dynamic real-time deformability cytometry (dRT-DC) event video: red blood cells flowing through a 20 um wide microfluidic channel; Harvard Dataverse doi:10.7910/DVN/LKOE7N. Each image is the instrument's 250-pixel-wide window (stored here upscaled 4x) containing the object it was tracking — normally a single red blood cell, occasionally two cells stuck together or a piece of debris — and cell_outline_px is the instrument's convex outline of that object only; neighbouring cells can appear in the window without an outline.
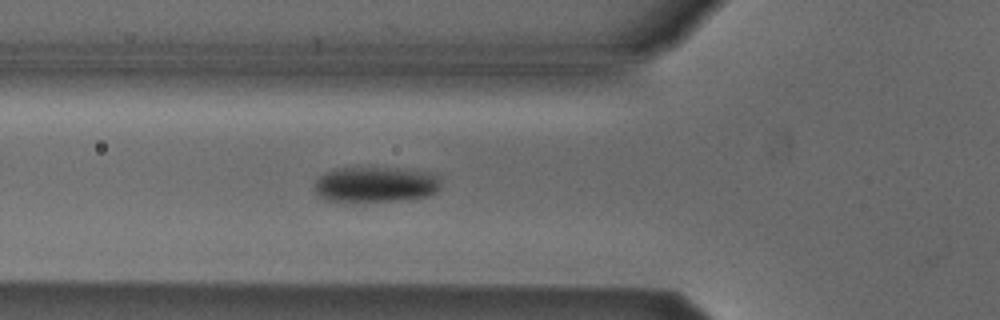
{"species": "Egyptian fruit bat (a non-hibernating species)", "species_latin": "Rousettus aegyptiacus", "temperature_condition": "cold", "stored_images_in_passage": 33, "camera_frame_rate_fps": 3000, "um_per_image_px": 0.085, "animal": {"sex": "male"}, "frame": {"image": 1, "passage_image": 3, "time_ms": 0.667, "image_size_px": [1000, 320], "cell_outline_px": [[440, 188], [436, 192], [428, 196], [400, 200], [324, 200], [312, 188], [312, 184], [324, 172], [336, 168], [412, 168], [432, 172], [440, 176]], "centroid_in_image_um": [31.96, 15.64], "position_along_channel_um": 93.8, "area_um2": 26.36}}
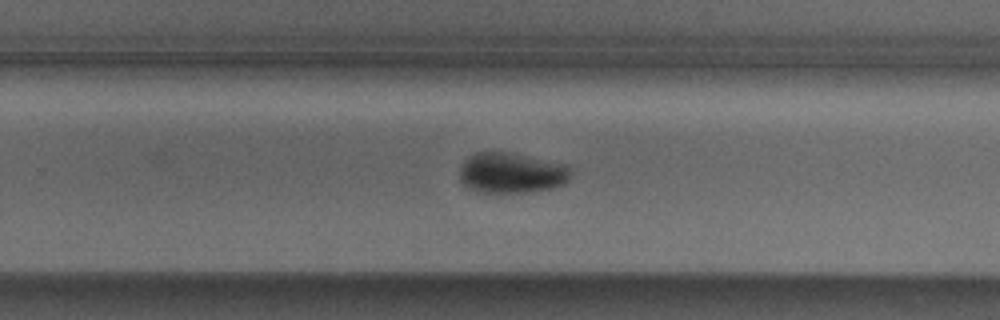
{"frame": {"image": 2, "passage_image": 18, "time_ms": 5.667, "image_size_px": [1000, 320], "cell_outline_px": [[572, 176], [564, 184], [552, 188], [528, 192], [476, 192], [468, 188], [460, 180], [460, 164], [468, 156], [476, 152], [512, 152], [568, 164], [572, 172]], "centroid_in_image_um": [43.49, 14.68], "position_along_channel_um": 286.3, "area_um2": 26.76}}
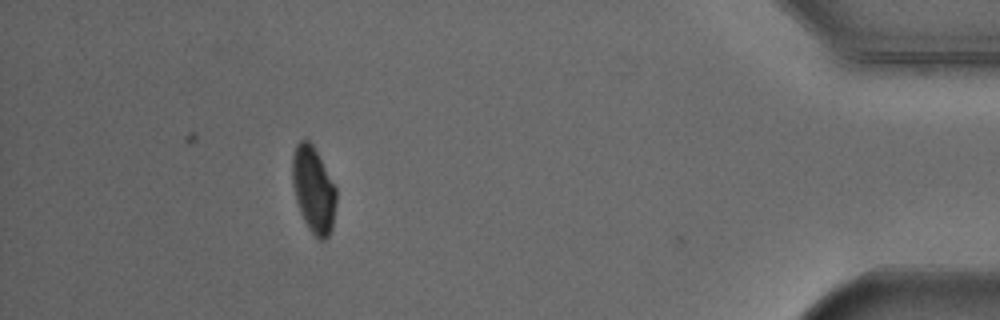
{"frame": {"image": 3, "passage_image": 32, "time_ms": 10.333, "image_size_px": [1000, 320], "cell_outline_px": [[336, 204], [332, 228], [328, 236], [324, 240], [320, 240], [308, 228], [300, 212], [296, 200], [292, 184], [292, 156], [296, 144], [300, 140], [308, 140], [312, 144], [336, 188]], "centroid_in_image_um": [26.63, 16.13], "position_along_channel_um": 408.6, "area_um2": 21.85}, "authors_computed_cell_mechanics": {"area_um2": 26.3568, "velocity_mm_per_s": 3.8492, "shape_relaxation_time_tau1_ms": 1.6899, "shape_relaxation_time_tau2_ms": null, "deformation_change_tau1": 0.0783, "deformation_change_tau2": null}}